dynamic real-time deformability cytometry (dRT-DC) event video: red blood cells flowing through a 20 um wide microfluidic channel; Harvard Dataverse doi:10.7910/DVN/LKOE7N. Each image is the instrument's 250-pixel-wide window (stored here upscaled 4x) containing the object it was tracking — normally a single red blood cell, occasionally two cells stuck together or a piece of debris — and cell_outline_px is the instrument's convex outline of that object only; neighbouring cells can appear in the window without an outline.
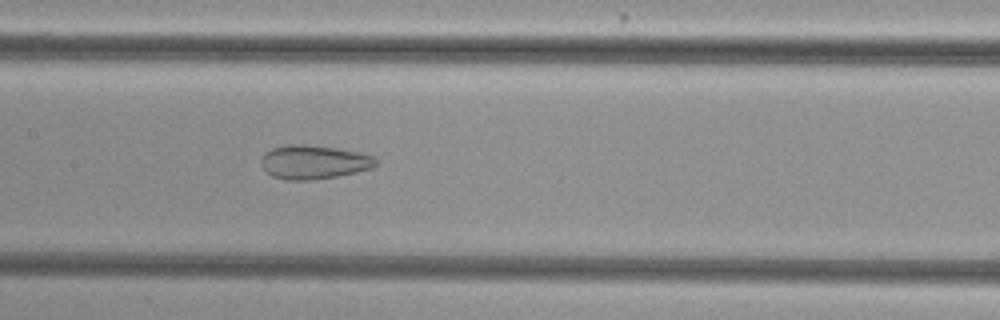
{"species": "common noctule bat (a hibernating species)", "species_latin": "Nyctalus noctula", "temperature_condition": "cold", "stored_images_in_passage": 34, "camera_frame_rate_fps": 3000, "um_per_image_px": 0.085, "animal": {"sex": "female", "body_mass_g": 29.2, "forearm_length_mm": 56.3}, "frame": {"image": 1, "passage_image": 7, "time_ms": 2.0, "image_size_px": [1000, 320], "cell_outline_px": [[376, 164], [372, 168], [356, 172], [336, 176], [312, 180], [284, 180], [272, 176], [260, 164], [260, 160], [264, 152], [272, 148], [288, 144], [304, 144], [336, 148], [360, 152], [372, 156], [376, 160]], "centroid_in_image_um": [26.63, 13.77], "position_along_channel_um": 180.8, "area_um2": 22.66}}
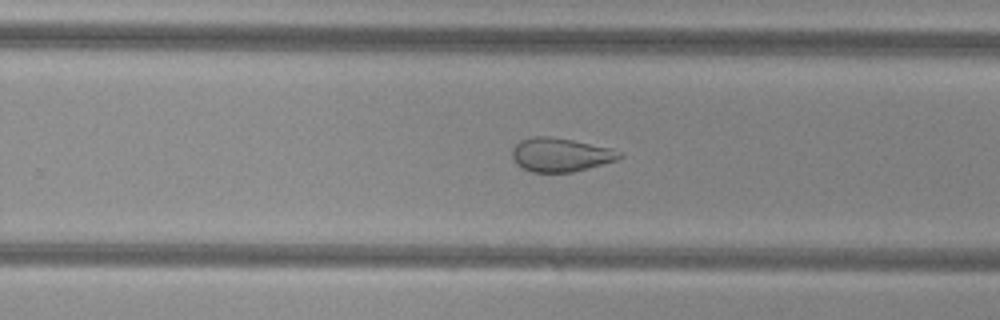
{"frame": {"image": 2, "passage_image": 15, "time_ms": 4.667, "image_size_px": [1000, 320], "cell_outline_px": [[624, 156], [616, 160], [588, 168], [572, 172], [532, 172], [516, 164], [512, 156], [512, 148], [520, 140], [532, 136], [548, 136], [572, 140], [612, 148], [620, 152]], "centroid_in_image_um": [47.63, 13.15], "position_along_channel_um": 282.2, "area_um2": 21.04}}
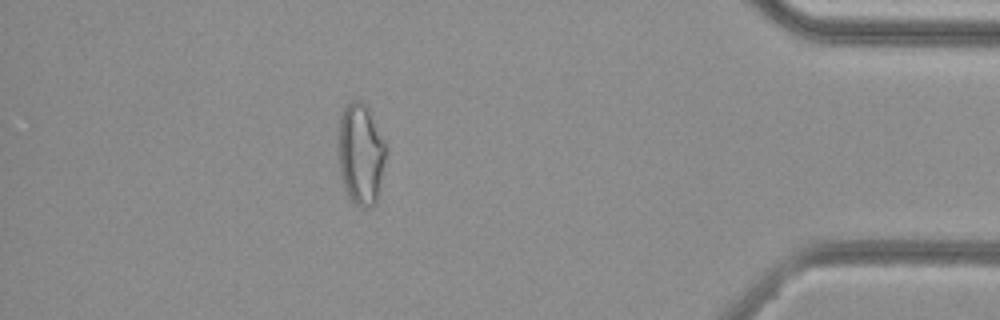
{"frame": {"image": 3, "passage_image": 28, "time_ms": 9.0, "image_size_px": [1000, 320], "cell_outline_px": [[384, 160], [376, 204], [372, 208], [360, 208], [348, 196], [344, 188], [340, 172], [336, 140], [340, 112], [344, 104], [348, 100], [360, 100], [368, 108], [384, 140]], "centroid_in_image_um": [30.59, 13.05], "position_along_channel_um": 404.6, "area_um2": 28.55}, "authors_computed_cell_mechanics": {"area_um2": 22.9466, "velocity_mm_per_s": 3.81, "shape_relaxation_time_tau1_ms": null, "shape_relaxation_time_tau2_ms": 1.3552, "deformation_change_tau1": null, "deformation_change_tau2": 0.0686}}